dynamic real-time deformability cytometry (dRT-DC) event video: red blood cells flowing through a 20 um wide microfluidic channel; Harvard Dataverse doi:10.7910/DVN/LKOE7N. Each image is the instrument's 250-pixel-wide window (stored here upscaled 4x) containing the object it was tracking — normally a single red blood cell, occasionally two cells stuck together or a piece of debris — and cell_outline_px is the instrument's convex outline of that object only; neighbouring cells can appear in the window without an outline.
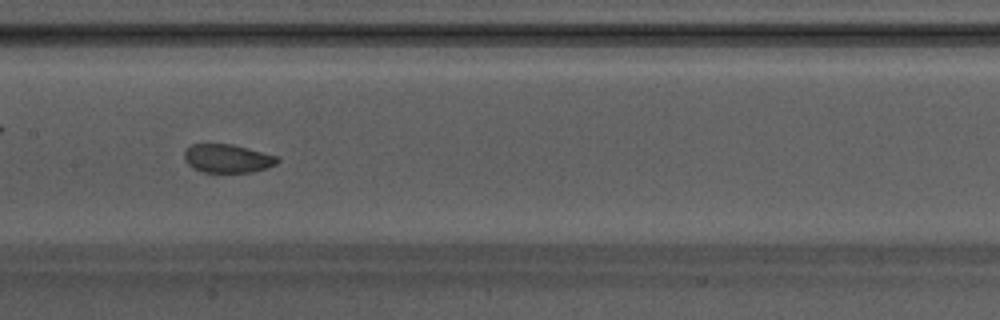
{"species": "Egyptian fruit bat (a non-hibernating species)", "species_latin": "Rousettus aegyptiacus", "temperature_condition": "warm", "stored_images_in_passage": 44, "camera_frame_rate_fps": 3000, "um_per_image_px": 0.085, "animal": {"sex": "male"}, "frame": {"image": 1, "passage_image": 19, "time_ms": 6.0, "image_size_px": [1000, 320], "cell_outline_px": [[280, 160], [276, 164], [252, 172], [204, 172], [192, 168], [184, 160], [184, 152], [192, 144], [232, 144], [276, 156]], "centroid_in_image_um": [19.3, 13.47], "position_along_channel_um": 188.1, "area_um2": 15.26}, "authors_computed_cell_mechanics": {"area_um2": 16.6753, "velocity_mm_per_s": 3.775, "shape_relaxation_time_tau1_ms": 5.9895, "shape_relaxation_time_tau2_ms": 1.1769, "deformation_change_tau1": 0.0942, "deformation_change_tau2": 0.0539}}